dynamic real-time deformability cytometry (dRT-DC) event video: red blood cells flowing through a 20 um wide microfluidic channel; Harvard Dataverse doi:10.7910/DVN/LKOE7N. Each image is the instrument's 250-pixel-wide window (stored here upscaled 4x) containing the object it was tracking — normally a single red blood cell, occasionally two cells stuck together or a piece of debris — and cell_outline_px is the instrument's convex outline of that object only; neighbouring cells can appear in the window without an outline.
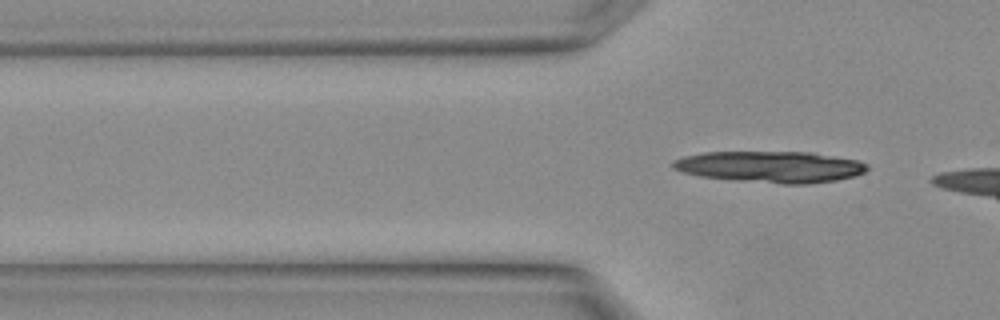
{"species": "Egyptian fruit bat (a non-hibernating species)", "species_latin": "Rousettus aegyptiacus", "temperature_condition": "warm", "stored_images_in_passage": 5, "camera_frame_rate_fps": 3000, "um_per_image_px": 0.085, "animal": {"sex": "female"}, "frame": {"image": 1, "passage_image": 3, "time_ms": 0.667, "image_size_px": [1000, 320], "cell_outline_px": [[868, 168], [864, 172], [856, 176], [836, 180], [804, 184], [784, 184], [700, 176], [684, 172], [672, 168], [672, 160], [684, 156], [704, 152], [812, 152], [856, 160], [868, 164]], "centroid_in_image_um": [65.5, 14.17], "position_along_channel_um": 60.3, "area_um2": 35.26}}